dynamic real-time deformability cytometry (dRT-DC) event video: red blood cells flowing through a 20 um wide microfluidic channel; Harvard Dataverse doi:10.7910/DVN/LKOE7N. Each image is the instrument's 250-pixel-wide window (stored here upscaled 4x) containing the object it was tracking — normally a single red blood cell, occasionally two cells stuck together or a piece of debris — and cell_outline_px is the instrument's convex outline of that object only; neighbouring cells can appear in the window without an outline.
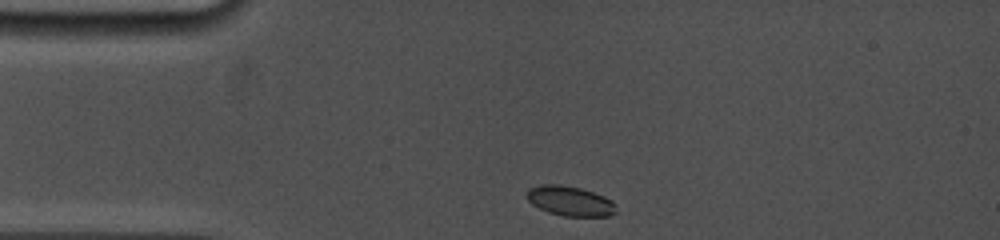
{"species": "common noctule bat (a hibernating species)", "species_latin": "Nyctalus noctula", "temperature_condition": "cold", "stored_images_in_passage": 52, "camera_frame_rate_fps": 5000, "um_per_image_px": 0.085, "animal": {"sex": "female", "body_mass_g": 19.0, "forearm_length_mm": 53.3}, "frame": {"image": 1, "passage_image": 1, "time_ms": 0.0, "image_size_px": [1000, 240], "cell_outline_px": [[616, 212], [608, 216], [564, 216], [548, 212], [532, 204], [528, 200], [528, 188], [540, 184], [560, 184], [580, 188], [604, 196], [612, 200], [616, 204]], "centroid_in_image_um": [48.47, 17.08], "position_along_channel_um": 36.5, "area_um2": 15.49}}
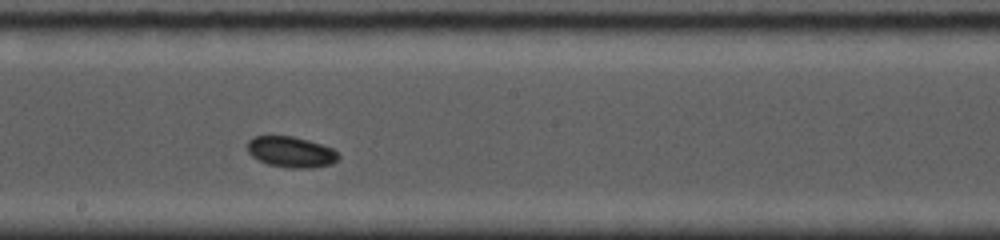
{"frame": {"image": 2, "passage_image": 31, "time_ms": 5.8, "image_size_px": [1000, 240], "cell_outline_px": [[340, 156], [332, 164], [312, 168], [288, 168], [268, 164], [252, 156], [248, 152], [248, 140], [256, 136], [292, 136], [308, 140], [332, 148]], "centroid_in_image_um": [24.74, 12.92], "position_along_channel_um": 223.5, "area_um2": 16.24}}
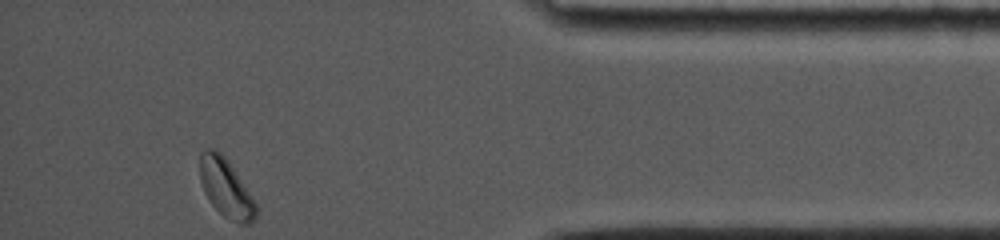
{"frame": {"image": 3, "passage_image": 52, "time_ms": 11.6, "image_size_px": [1000, 240], "cell_outline_px": [[256, 220], [252, 224], [236, 224], [228, 220], [208, 200], [204, 192], [200, 180], [200, 152], [208, 148], [212, 148], [220, 152], [228, 160], [256, 204]], "centroid_in_image_um": [19.19, 16.01], "position_along_channel_um": 416.0, "area_um2": 19.07}}